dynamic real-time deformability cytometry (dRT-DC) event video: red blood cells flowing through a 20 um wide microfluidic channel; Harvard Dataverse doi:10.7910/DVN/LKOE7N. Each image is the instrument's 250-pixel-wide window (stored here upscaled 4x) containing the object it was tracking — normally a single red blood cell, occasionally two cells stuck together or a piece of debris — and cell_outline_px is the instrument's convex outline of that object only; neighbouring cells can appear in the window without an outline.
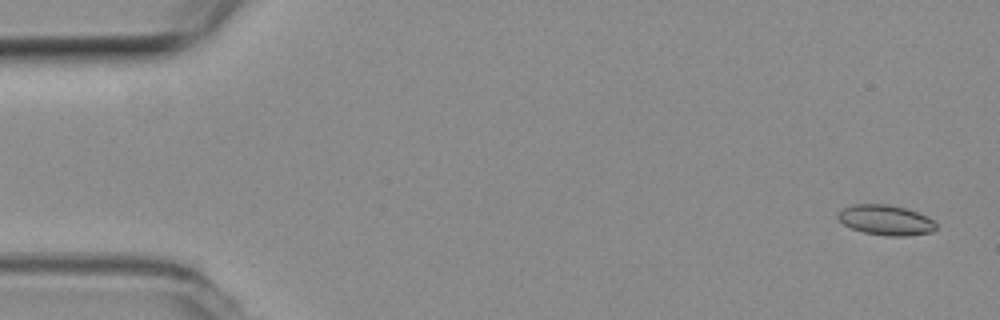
{"species": "common noctule bat (a hibernating species)", "species_latin": "Nyctalus noctula", "temperature_condition": "room temperature", "stored_images_in_passage": 6, "camera_frame_rate_fps": 3000, "um_per_image_px": 0.085, "animal": {"sex": "female", "body_mass_g": 19.3, "forearm_length_mm": 54.1}, "frame": {"image": 1, "passage_image": 1, "time_ms": 0.0, "image_size_px": [1000, 320], "cell_outline_px": [[936, 228], [932, 232], [904, 236], [888, 236], [864, 232], [852, 228], [844, 224], [836, 216], [844, 208], [852, 204], [888, 204], [904, 208], [916, 212], [932, 220], [936, 224]], "centroid_in_image_um": [75.27, 18.7], "position_along_channel_um": 9.7, "area_um2": 16.94}}